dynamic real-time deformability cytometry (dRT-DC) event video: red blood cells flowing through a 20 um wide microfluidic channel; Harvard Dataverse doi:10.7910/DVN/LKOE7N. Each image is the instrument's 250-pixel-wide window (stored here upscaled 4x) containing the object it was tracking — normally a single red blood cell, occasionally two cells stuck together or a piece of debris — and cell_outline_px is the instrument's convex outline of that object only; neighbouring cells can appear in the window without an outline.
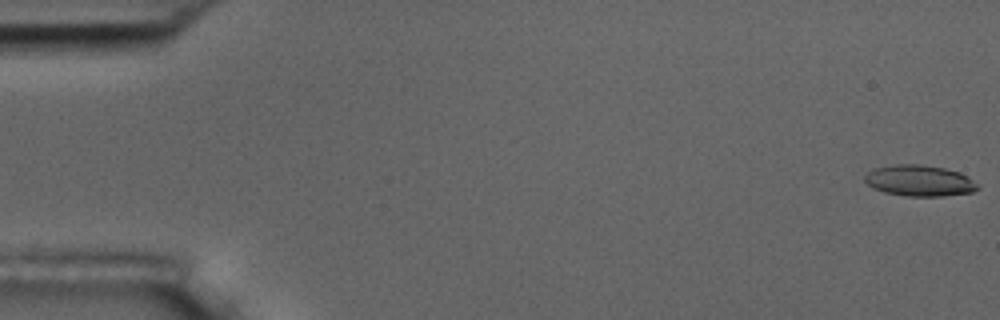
{"species": "common noctule bat (a hibernating species)", "species_latin": "Nyctalus noctula", "temperature_condition": "room temperature", "stored_images_in_passage": 15, "camera_frame_rate_fps": 3000, "um_per_image_px": 0.085, "animal": {"sex": "male", "body_mass_g": 17.5, "forearm_length_mm": 52.3}, "frame": {"image": 1, "passage_image": 1, "time_ms": 0.0, "image_size_px": [1000, 320], "cell_outline_px": [[980, 188], [972, 192], [944, 196], [904, 196], [884, 192], [872, 188], [864, 180], [864, 176], [868, 172], [876, 168], [896, 164], [920, 164], [944, 168], [960, 172], [968, 176], [980, 184]], "centroid_in_image_um": [78.19, 15.36], "position_along_channel_um": 6.8, "area_um2": 20.63}}
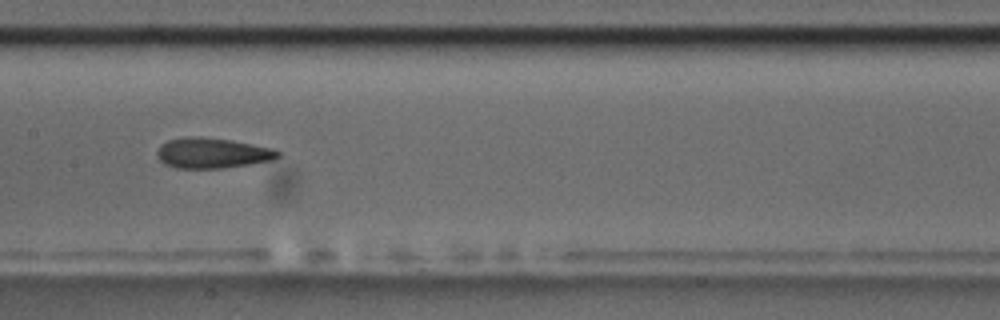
{"frame": {"image": 2, "passage_image": 8, "time_ms": 9.0, "image_size_px": [1000, 320], "cell_outline_px": [[280, 156], [272, 160], [224, 168], [176, 168], [164, 164], [156, 156], [156, 152], [160, 144], [168, 140], [192, 136], [200, 136], [232, 140], [272, 148], [280, 152]], "centroid_in_image_um": [18.01, 13.0], "position_along_channel_um": 189.4, "area_um2": 21.44}}
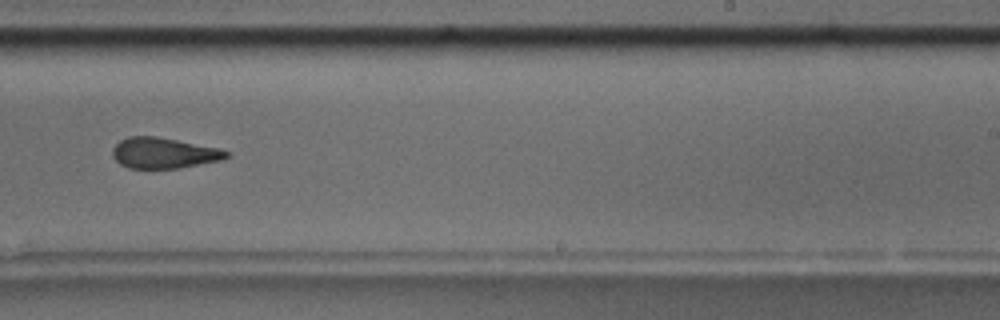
{"frame": {"image": 3, "passage_image": 10, "time_ms": 11.333, "image_size_px": [1000, 320], "cell_outline_px": [[232, 152], [228, 156], [220, 160], [176, 168], [128, 168], [120, 164], [112, 156], [112, 148], [120, 140], [128, 136], [156, 136], [220, 148]], "centroid_in_image_um": [13.9, 12.99], "position_along_channel_um": 275.1, "area_um2": 20.35}, "authors_computed_cell_mechanics": {"area_um2": 21.1548, "velocity_mm_per_s": 3.6864, "shape_relaxation_time_tau1_ms": null, "shape_relaxation_time_tau2_ms": 2.5546, "deformation_change_tau1": null, "deformation_change_tau2": 0.0981}}